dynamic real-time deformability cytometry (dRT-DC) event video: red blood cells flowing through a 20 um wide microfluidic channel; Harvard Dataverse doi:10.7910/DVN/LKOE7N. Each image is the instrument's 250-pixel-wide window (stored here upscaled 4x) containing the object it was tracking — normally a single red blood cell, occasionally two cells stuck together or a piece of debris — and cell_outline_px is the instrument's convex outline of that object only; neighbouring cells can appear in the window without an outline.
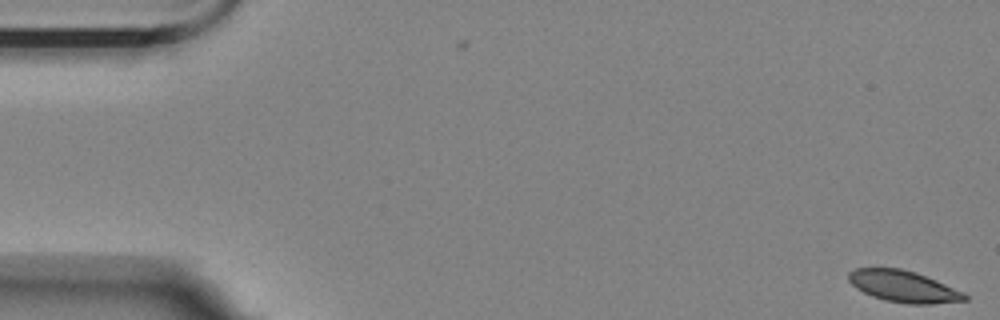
{"species": "Egyptian fruit bat (a non-hibernating species)", "species_latin": "Rousettus aegyptiacus", "temperature_condition": "room temperature", "stored_images_in_passage": 57, "camera_frame_rate_fps": 3000, "um_per_image_px": 0.085, "animal": {"sex": "female"}, "frame": {"image": 1, "passage_image": 1, "time_ms": 0.0, "image_size_px": [1000, 320], "cell_outline_px": [[968, 300], [932, 304], [908, 304], [884, 300], [872, 296], [856, 288], [848, 280], [848, 272], [856, 268], [900, 268], [916, 272], [936, 280], [964, 292], [968, 296]], "centroid_in_image_um": [76.8, 24.35], "position_along_channel_um": 8.2, "area_um2": 21.39}}
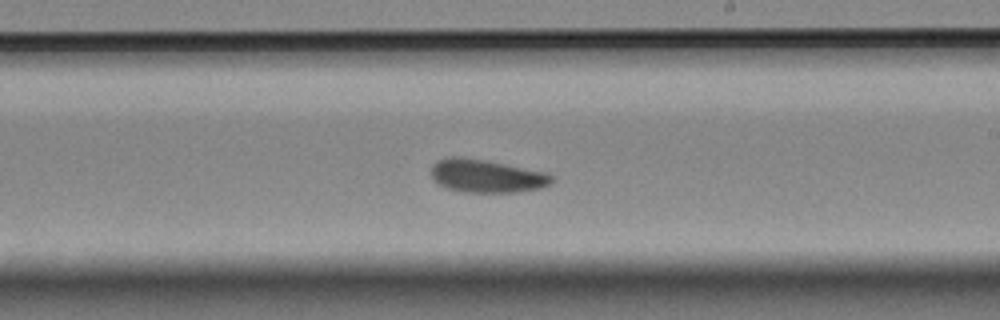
{"frame": {"image": 2, "passage_image": 33, "time_ms": 10.667, "image_size_px": [1000, 320], "cell_outline_px": [[556, 180], [552, 184], [540, 188], [516, 192], [468, 192], [448, 188], [436, 184], [432, 180], [432, 164], [436, 160], [448, 156], [460, 156], [484, 160], [548, 172]], "centroid_in_image_um": [41.36, 14.95], "position_along_channel_um": 247.6, "area_um2": 23.52}}
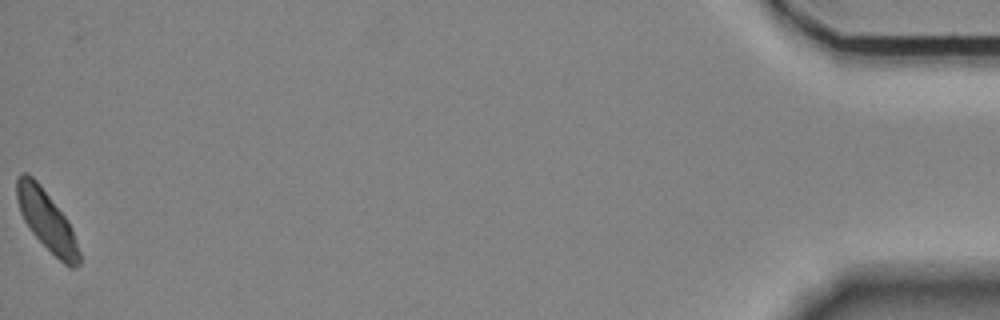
{"frame": {"image": 3, "passage_image": 57, "time_ms": 18.667, "image_size_px": [1000, 320], "cell_outline_px": [[80, 264], [76, 268], [68, 268], [32, 232], [24, 220], [20, 212], [16, 196], [16, 180], [20, 172], [28, 172], [40, 184], [68, 220], [72, 228], [80, 252]], "centroid_in_image_um": [3.97, 18.72], "position_along_channel_um": 431.2, "area_um2": 21.73}, "authors_computed_cell_mechanics": {"area_um2": 22.6576, "velocity_mm_per_s": 3.5026, "shape_relaxation_time_tau1_ms": 4.0524, "shape_relaxation_time_tau2_ms": 3.0484, "deformation_change_tau1": 0.0841, "deformation_change_tau2": 0.08}}